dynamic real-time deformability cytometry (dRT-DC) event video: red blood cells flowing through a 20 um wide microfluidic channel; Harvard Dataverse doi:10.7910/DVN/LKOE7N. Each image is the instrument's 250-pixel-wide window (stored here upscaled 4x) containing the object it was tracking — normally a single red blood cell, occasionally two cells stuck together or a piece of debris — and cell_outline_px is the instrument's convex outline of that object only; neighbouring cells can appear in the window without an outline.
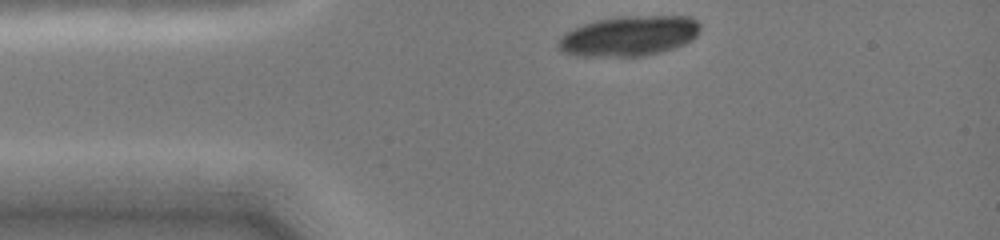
{"species": "common noctule bat (a hibernating species)", "species_latin": "Nyctalus noctula", "temperature_condition": "cold", "stored_images_in_passage": 28, "camera_frame_rate_fps": 3000, "um_per_image_px": 0.085, "animal": {"sex": "female", "body_mass_g": 19.0, "forearm_length_mm": 51.5}, "frame": {"image": 1, "passage_image": 1, "time_ms": 0.0, "image_size_px": [1000, 240], "cell_outline_px": [[700, 28], [696, 36], [684, 44], [660, 52], [644, 56], [576, 56], [564, 52], [560, 48], [560, 40], [568, 32], [584, 24], [596, 20], [620, 16], [692, 16], [700, 24]], "centroid_in_image_um": [53.53, 3.05], "position_along_channel_um": 31.5, "area_um2": 32.77}}
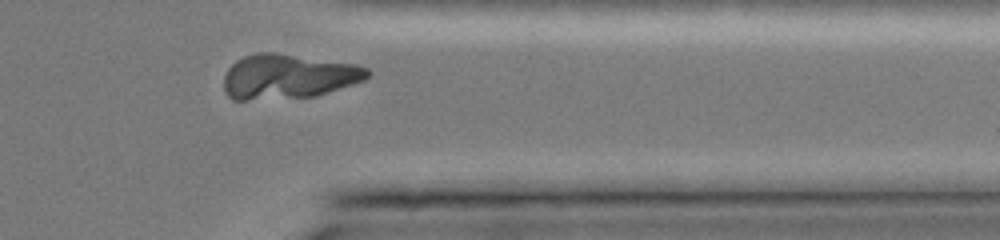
{"frame": {"image": 2, "passage_image": 27, "time_ms": 9.667, "image_size_px": [1000, 240], "cell_outline_px": [[372, 72], [364, 80], [316, 96], [248, 100], [232, 100], [224, 92], [224, 76], [228, 68], [236, 60], [244, 56], [256, 52], [276, 52], [356, 64], [368, 68]], "centroid_in_image_um": [24.47, 6.49], "position_along_channel_um": 386.9, "area_um2": 37.57}}